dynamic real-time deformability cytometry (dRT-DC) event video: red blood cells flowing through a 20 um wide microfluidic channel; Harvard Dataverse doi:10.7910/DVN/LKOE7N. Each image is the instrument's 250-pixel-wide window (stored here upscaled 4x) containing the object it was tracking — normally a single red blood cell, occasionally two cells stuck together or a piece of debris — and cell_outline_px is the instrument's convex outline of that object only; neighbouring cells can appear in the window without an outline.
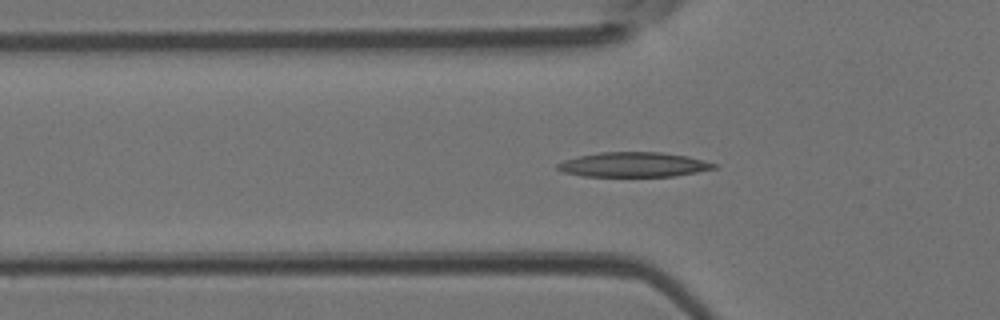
{"species": "Egyptian fruit bat (a non-hibernating species)", "species_latin": "Rousettus aegyptiacus", "temperature_condition": "room temperature", "stored_images_in_passage": 29, "camera_frame_rate_fps": 3000, "um_per_image_px": 0.085, "animal": {"sex": "female"}, "frame": {"image": 1, "passage_image": 6, "time_ms": 1.667, "image_size_px": [1000, 320], "cell_outline_px": [[720, 164], [716, 168], [676, 176], [584, 176], [564, 172], [556, 168], [556, 164], [564, 160], [580, 156], [600, 152], [660, 152], [688, 156]], "centroid_in_image_um": [53.9, 13.99], "position_along_channel_um": 71.9, "area_um2": 22.54}}
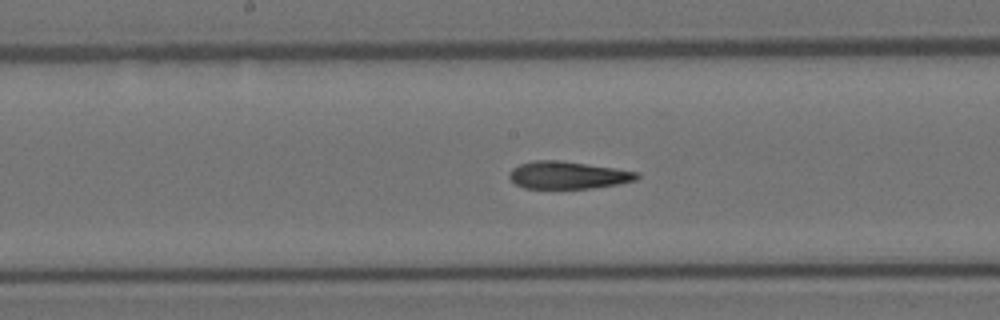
{"frame": {"image": 2, "passage_image": 15, "time_ms": 4.667, "image_size_px": [1000, 320], "cell_outline_px": [[640, 176], [636, 180], [616, 184], [592, 188], [524, 188], [516, 184], [508, 176], [512, 168], [520, 164], [536, 160], [560, 160], [616, 168], [640, 172]], "centroid_in_image_um": [48.29, 14.88], "position_along_channel_um": 199.9, "area_um2": 20.35}}
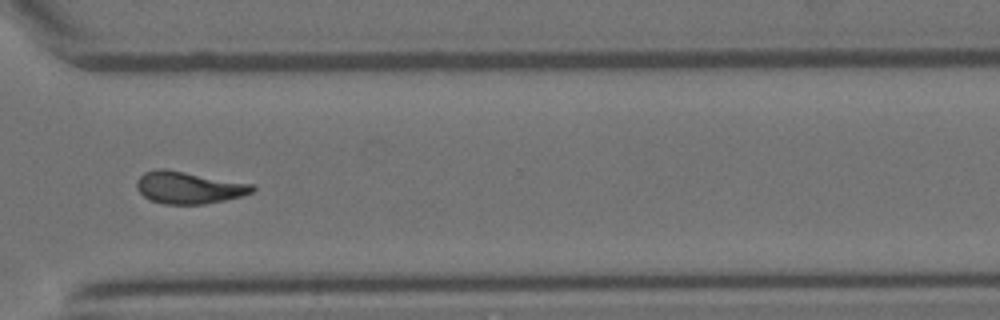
{"frame": {"image": 3, "passage_image": 26, "time_ms": 8.333, "image_size_px": [1000, 320], "cell_outline_px": [[256, 188], [252, 192], [244, 196], [204, 204], [164, 204], [152, 200], [144, 196], [136, 188], [136, 180], [144, 172], [156, 168], [164, 168], [256, 184]], "centroid_in_image_um": [16.07, 15.93], "position_along_channel_um": 354.5, "area_um2": 21.91}, "authors_computed_cell_mechanics": {"area_um2": 21.2704, "velocity_mm_per_s": 4.2369, "shape_relaxation_time_tau1_ms": null, "shape_relaxation_time_tau2_ms": 2.3997, "deformation_change_tau1": null, "deformation_change_tau2": 0.1052}}